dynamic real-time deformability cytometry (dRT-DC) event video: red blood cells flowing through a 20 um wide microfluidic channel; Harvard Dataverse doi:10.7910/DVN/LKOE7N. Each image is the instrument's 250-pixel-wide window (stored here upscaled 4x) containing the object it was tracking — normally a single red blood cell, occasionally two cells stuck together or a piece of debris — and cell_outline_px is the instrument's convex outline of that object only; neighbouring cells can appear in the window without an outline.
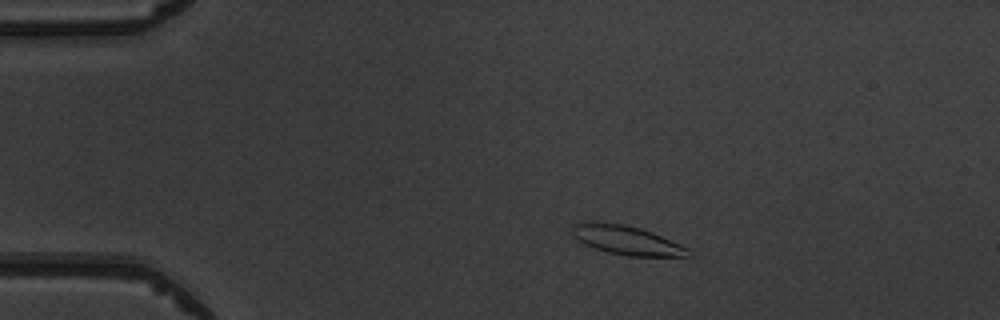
{"species": "common noctule bat (a hibernating species)", "species_latin": "Nyctalus noctula", "temperature_condition": "warm", "stored_images_in_passage": 7, "camera_frame_rate_fps": 3000, "um_per_image_px": 0.085, "animal": {"sex": "male", "body_mass_g": 19.5, "forearm_length_mm": 54.6}, "frame": {"image": 1, "passage_image": 1, "time_ms": 0.0, "image_size_px": [1000, 320], "cell_outline_px": [[692, 256], [628, 256], [608, 252], [584, 244], [572, 236], [572, 224], [584, 220], [588, 220], [624, 224], [640, 228], [652, 232], [680, 244], [688, 248], [692, 252]], "centroid_in_image_um": [53.22, 20.39], "position_along_channel_um": 31.8, "area_um2": 19.88}}
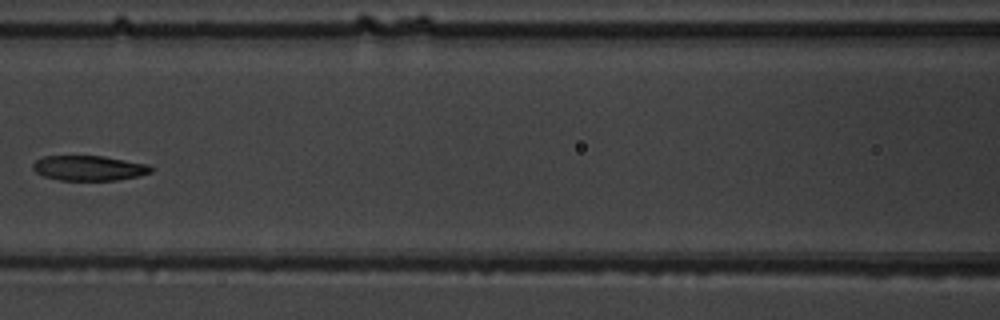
{"frame": {"image": 2, "passage_image": 5, "time_ms": 4.667, "image_size_px": [1000, 320], "cell_outline_px": [[152, 172], [136, 176], [116, 180], [60, 180], [44, 176], [36, 172], [32, 168], [32, 164], [36, 160], [44, 156], [104, 156], [148, 164], [152, 168]], "centroid_in_image_um": [7.54, 14.28], "position_along_channel_um": 159.1, "area_um2": 17.11}}
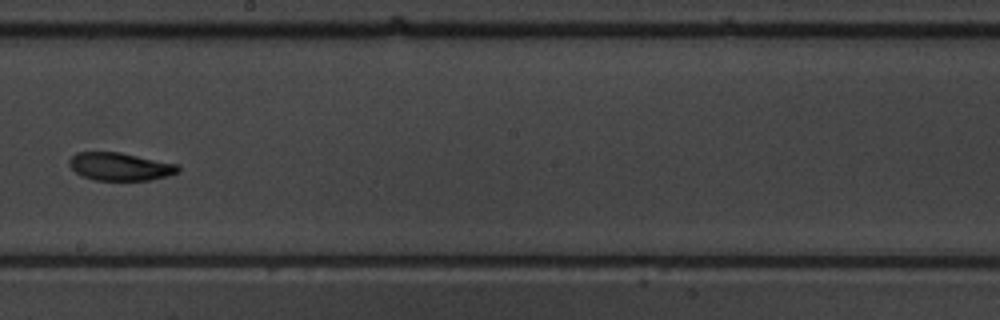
{"frame": {"image": 3, "passage_image": 7, "time_ms": 6.667, "image_size_px": [1000, 320], "cell_outline_px": [[180, 172], [168, 176], [152, 180], [92, 180], [80, 176], [68, 164], [68, 160], [76, 152], [120, 152], [180, 164]], "centroid_in_image_um": [10.23, 14.16], "position_along_channel_um": 238.0, "area_um2": 18.03}}